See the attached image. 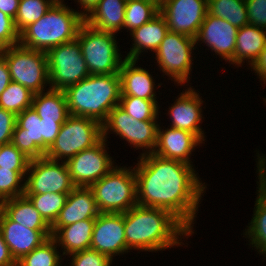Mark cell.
<instances>
[{"instance_id":"7c38bea8","label":"cell","mask_w":266,"mask_h":266,"mask_svg":"<svg viewBox=\"0 0 266 266\" xmlns=\"http://www.w3.org/2000/svg\"><path fill=\"white\" fill-rule=\"evenodd\" d=\"M74 188L66 162L60 163L46 156L30 160L24 194H69Z\"/></svg>"},{"instance_id":"836d02e7","label":"cell","mask_w":266,"mask_h":266,"mask_svg":"<svg viewBox=\"0 0 266 266\" xmlns=\"http://www.w3.org/2000/svg\"><path fill=\"white\" fill-rule=\"evenodd\" d=\"M34 93L17 82L11 81L0 95V107L15 115L32 107Z\"/></svg>"},{"instance_id":"5bb4252c","label":"cell","mask_w":266,"mask_h":266,"mask_svg":"<svg viewBox=\"0 0 266 266\" xmlns=\"http://www.w3.org/2000/svg\"><path fill=\"white\" fill-rule=\"evenodd\" d=\"M160 13L165 17L170 32L195 39L208 13L207 0H163Z\"/></svg>"},{"instance_id":"9c48e42d","label":"cell","mask_w":266,"mask_h":266,"mask_svg":"<svg viewBox=\"0 0 266 266\" xmlns=\"http://www.w3.org/2000/svg\"><path fill=\"white\" fill-rule=\"evenodd\" d=\"M47 59L51 89L65 90L90 75L77 38L50 49Z\"/></svg>"},{"instance_id":"ee69618b","label":"cell","mask_w":266,"mask_h":266,"mask_svg":"<svg viewBox=\"0 0 266 266\" xmlns=\"http://www.w3.org/2000/svg\"><path fill=\"white\" fill-rule=\"evenodd\" d=\"M251 69L257 74L261 81L263 80L264 84L266 83V45L261 51V54L258 56L255 63L251 66Z\"/></svg>"},{"instance_id":"5b68a950","label":"cell","mask_w":266,"mask_h":266,"mask_svg":"<svg viewBox=\"0 0 266 266\" xmlns=\"http://www.w3.org/2000/svg\"><path fill=\"white\" fill-rule=\"evenodd\" d=\"M131 168L116 165L89 187L100 213H125L137 205L136 175Z\"/></svg>"},{"instance_id":"d6a6232c","label":"cell","mask_w":266,"mask_h":266,"mask_svg":"<svg viewBox=\"0 0 266 266\" xmlns=\"http://www.w3.org/2000/svg\"><path fill=\"white\" fill-rule=\"evenodd\" d=\"M34 207L39 211L44 221L51 227L56 221L60 211L65 206L68 194L45 193L25 194Z\"/></svg>"},{"instance_id":"f35d334b","label":"cell","mask_w":266,"mask_h":266,"mask_svg":"<svg viewBox=\"0 0 266 266\" xmlns=\"http://www.w3.org/2000/svg\"><path fill=\"white\" fill-rule=\"evenodd\" d=\"M70 266H111L112 260L98 251L87 249L70 254Z\"/></svg>"},{"instance_id":"52a82bcc","label":"cell","mask_w":266,"mask_h":266,"mask_svg":"<svg viewBox=\"0 0 266 266\" xmlns=\"http://www.w3.org/2000/svg\"><path fill=\"white\" fill-rule=\"evenodd\" d=\"M102 139L101 123L92 118L69 115L45 156L66 162L77 153L94 147Z\"/></svg>"},{"instance_id":"bcb514c9","label":"cell","mask_w":266,"mask_h":266,"mask_svg":"<svg viewBox=\"0 0 266 266\" xmlns=\"http://www.w3.org/2000/svg\"><path fill=\"white\" fill-rule=\"evenodd\" d=\"M10 72L6 60L0 55V95L10 84Z\"/></svg>"},{"instance_id":"7dc6e473","label":"cell","mask_w":266,"mask_h":266,"mask_svg":"<svg viewBox=\"0 0 266 266\" xmlns=\"http://www.w3.org/2000/svg\"><path fill=\"white\" fill-rule=\"evenodd\" d=\"M20 0H0V11L15 19L18 13Z\"/></svg>"},{"instance_id":"4fadbf2b","label":"cell","mask_w":266,"mask_h":266,"mask_svg":"<svg viewBox=\"0 0 266 266\" xmlns=\"http://www.w3.org/2000/svg\"><path fill=\"white\" fill-rule=\"evenodd\" d=\"M106 142L102 139L94 147L83 150L66 161L75 187H90L116 167L106 150Z\"/></svg>"},{"instance_id":"ab89813d","label":"cell","mask_w":266,"mask_h":266,"mask_svg":"<svg viewBox=\"0 0 266 266\" xmlns=\"http://www.w3.org/2000/svg\"><path fill=\"white\" fill-rule=\"evenodd\" d=\"M19 43V32L14 19L0 11V52Z\"/></svg>"},{"instance_id":"8992f818","label":"cell","mask_w":266,"mask_h":266,"mask_svg":"<svg viewBox=\"0 0 266 266\" xmlns=\"http://www.w3.org/2000/svg\"><path fill=\"white\" fill-rule=\"evenodd\" d=\"M115 33L99 31L84 22L77 40L90 74H119L123 62Z\"/></svg>"},{"instance_id":"681fc988","label":"cell","mask_w":266,"mask_h":266,"mask_svg":"<svg viewBox=\"0 0 266 266\" xmlns=\"http://www.w3.org/2000/svg\"><path fill=\"white\" fill-rule=\"evenodd\" d=\"M54 3H59V4H62L63 3V1L62 0H52Z\"/></svg>"},{"instance_id":"9a60e30c","label":"cell","mask_w":266,"mask_h":266,"mask_svg":"<svg viewBox=\"0 0 266 266\" xmlns=\"http://www.w3.org/2000/svg\"><path fill=\"white\" fill-rule=\"evenodd\" d=\"M90 249L108 256L111 260L114 256L130 252L126 246L124 213H100L97 216Z\"/></svg>"},{"instance_id":"cb8c5ba5","label":"cell","mask_w":266,"mask_h":266,"mask_svg":"<svg viewBox=\"0 0 266 266\" xmlns=\"http://www.w3.org/2000/svg\"><path fill=\"white\" fill-rule=\"evenodd\" d=\"M168 32L166 19L159 13L149 22L130 32L134 43L125 58L139 60V56L145 50L155 53Z\"/></svg>"},{"instance_id":"e575fe53","label":"cell","mask_w":266,"mask_h":266,"mask_svg":"<svg viewBox=\"0 0 266 266\" xmlns=\"http://www.w3.org/2000/svg\"><path fill=\"white\" fill-rule=\"evenodd\" d=\"M119 106L139 121H157L159 105L157 100H146L135 96H120Z\"/></svg>"},{"instance_id":"f546056e","label":"cell","mask_w":266,"mask_h":266,"mask_svg":"<svg viewBox=\"0 0 266 266\" xmlns=\"http://www.w3.org/2000/svg\"><path fill=\"white\" fill-rule=\"evenodd\" d=\"M208 14L241 28L249 24L245 0H207Z\"/></svg>"},{"instance_id":"c3c4849f","label":"cell","mask_w":266,"mask_h":266,"mask_svg":"<svg viewBox=\"0 0 266 266\" xmlns=\"http://www.w3.org/2000/svg\"><path fill=\"white\" fill-rule=\"evenodd\" d=\"M101 0H77L83 11L80 14L85 18L98 5Z\"/></svg>"},{"instance_id":"2e32d148","label":"cell","mask_w":266,"mask_h":266,"mask_svg":"<svg viewBox=\"0 0 266 266\" xmlns=\"http://www.w3.org/2000/svg\"><path fill=\"white\" fill-rule=\"evenodd\" d=\"M237 31L228 21L207 13L195 38L196 46L202 41L212 52L234 65Z\"/></svg>"},{"instance_id":"1f68e13d","label":"cell","mask_w":266,"mask_h":266,"mask_svg":"<svg viewBox=\"0 0 266 266\" xmlns=\"http://www.w3.org/2000/svg\"><path fill=\"white\" fill-rule=\"evenodd\" d=\"M57 246L56 240L49 237L40 246L16 261V266H61L62 256Z\"/></svg>"},{"instance_id":"44dd1931","label":"cell","mask_w":266,"mask_h":266,"mask_svg":"<svg viewBox=\"0 0 266 266\" xmlns=\"http://www.w3.org/2000/svg\"><path fill=\"white\" fill-rule=\"evenodd\" d=\"M100 214L89 187H75L69 194L65 206L60 211L56 221L51 226L52 236L64 226L85 219H96Z\"/></svg>"},{"instance_id":"8fae6325","label":"cell","mask_w":266,"mask_h":266,"mask_svg":"<svg viewBox=\"0 0 266 266\" xmlns=\"http://www.w3.org/2000/svg\"><path fill=\"white\" fill-rule=\"evenodd\" d=\"M157 121H139L127 114L119 105L115 106L102 123V137L107 140V134L113 132L126 140L135 149L144 148L140 155L153 153L157 143Z\"/></svg>"},{"instance_id":"f1b7e54d","label":"cell","mask_w":266,"mask_h":266,"mask_svg":"<svg viewBox=\"0 0 266 266\" xmlns=\"http://www.w3.org/2000/svg\"><path fill=\"white\" fill-rule=\"evenodd\" d=\"M32 107L41 120L65 122L69 116L67 100L63 90L48 87L46 92L34 94Z\"/></svg>"},{"instance_id":"6da1fadb","label":"cell","mask_w":266,"mask_h":266,"mask_svg":"<svg viewBox=\"0 0 266 266\" xmlns=\"http://www.w3.org/2000/svg\"><path fill=\"white\" fill-rule=\"evenodd\" d=\"M139 157L134 168L137 204L170 211L194 233L193 222L207 188L205 182L202 183L194 167L187 163L154 153Z\"/></svg>"},{"instance_id":"f6af8a7d","label":"cell","mask_w":266,"mask_h":266,"mask_svg":"<svg viewBox=\"0 0 266 266\" xmlns=\"http://www.w3.org/2000/svg\"><path fill=\"white\" fill-rule=\"evenodd\" d=\"M0 266H16V261L12 257L7 244L4 242L0 232Z\"/></svg>"},{"instance_id":"8d00e7d4","label":"cell","mask_w":266,"mask_h":266,"mask_svg":"<svg viewBox=\"0 0 266 266\" xmlns=\"http://www.w3.org/2000/svg\"><path fill=\"white\" fill-rule=\"evenodd\" d=\"M26 173L27 171L0 168V202L25 193Z\"/></svg>"},{"instance_id":"60d3db41","label":"cell","mask_w":266,"mask_h":266,"mask_svg":"<svg viewBox=\"0 0 266 266\" xmlns=\"http://www.w3.org/2000/svg\"><path fill=\"white\" fill-rule=\"evenodd\" d=\"M249 24L266 30V0H245Z\"/></svg>"},{"instance_id":"d6986e66","label":"cell","mask_w":266,"mask_h":266,"mask_svg":"<svg viewBox=\"0 0 266 266\" xmlns=\"http://www.w3.org/2000/svg\"><path fill=\"white\" fill-rule=\"evenodd\" d=\"M11 143L30 159L45 156L42 150V122L33 107L16 115Z\"/></svg>"},{"instance_id":"ba28073f","label":"cell","mask_w":266,"mask_h":266,"mask_svg":"<svg viewBox=\"0 0 266 266\" xmlns=\"http://www.w3.org/2000/svg\"><path fill=\"white\" fill-rule=\"evenodd\" d=\"M0 55L6 60L11 81L19 83L34 94L45 91L44 87L49 84L46 52L18 43L1 51Z\"/></svg>"},{"instance_id":"484cf974","label":"cell","mask_w":266,"mask_h":266,"mask_svg":"<svg viewBox=\"0 0 266 266\" xmlns=\"http://www.w3.org/2000/svg\"><path fill=\"white\" fill-rule=\"evenodd\" d=\"M0 210L11 220L33 230H51L30 199L25 195L0 202Z\"/></svg>"},{"instance_id":"ac0fdd59","label":"cell","mask_w":266,"mask_h":266,"mask_svg":"<svg viewBox=\"0 0 266 266\" xmlns=\"http://www.w3.org/2000/svg\"><path fill=\"white\" fill-rule=\"evenodd\" d=\"M0 232L15 261L40 246L49 237L51 230H33L11 221L0 210Z\"/></svg>"},{"instance_id":"d4e9b609","label":"cell","mask_w":266,"mask_h":266,"mask_svg":"<svg viewBox=\"0 0 266 266\" xmlns=\"http://www.w3.org/2000/svg\"><path fill=\"white\" fill-rule=\"evenodd\" d=\"M127 0H101L84 19L99 31L117 33L123 29Z\"/></svg>"},{"instance_id":"3957f363","label":"cell","mask_w":266,"mask_h":266,"mask_svg":"<svg viewBox=\"0 0 266 266\" xmlns=\"http://www.w3.org/2000/svg\"><path fill=\"white\" fill-rule=\"evenodd\" d=\"M63 91L69 115L92 118L102 124L120 103V77L119 74H90Z\"/></svg>"},{"instance_id":"30bf717a","label":"cell","mask_w":266,"mask_h":266,"mask_svg":"<svg viewBox=\"0 0 266 266\" xmlns=\"http://www.w3.org/2000/svg\"><path fill=\"white\" fill-rule=\"evenodd\" d=\"M194 38L176 33L168 32L160 46L155 51L156 61L160 71L168 75L171 81L177 82L179 86L188 83L192 71V50H195ZM195 48V49H194Z\"/></svg>"},{"instance_id":"83f0119b","label":"cell","mask_w":266,"mask_h":266,"mask_svg":"<svg viewBox=\"0 0 266 266\" xmlns=\"http://www.w3.org/2000/svg\"><path fill=\"white\" fill-rule=\"evenodd\" d=\"M95 219H85L61 227L52 237L61 247L62 256L90 249Z\"/></svg>"},{"instance_id":"4316f807","label":"cell","mask_w":266,"mask_h":266,"mask_svg":"<svg viewBox=\"0 0 266 266\" xmlns=\"http://www.w3.org/2000/svg\"><path fill=\"white\" fill-rule=\"evenodd\" d=\"M266 45V30L251 24L238 28L234 64L241 66L244 60L250 67L255 63Z\"/></svg>"},{"instance_id":"4dcf8cb0","label":"cell","mask_w":266,"mask_h":266,"mask_svg":"<svg viewBox=\"0 0 266 266\" xmlns=\"http://www.w3.org/2000/svg\"><path fill=\"white\" fill-rule=\"evenodd\" d=\"M160 13L157 0H127L123 29L132 32Z\"/></svg>"},{"instance_id":"d590c367","label":"cell","mask_w":266,"mask_h":266,"mask_svg":"<svg viewBox=\"0 0 266 266\" xmlns=\"http://www.w3.org/2000/svg\"><path fill=\"white\" fill-rule=\"evenodd\" d=\"M53 4L52 0H20L18 13L14 19L17 31L20 33L29 24L38 21Z\"/></svg>"},{"instance_id":"e0dca14e","label":"cell","mask_w":266,"mask_h":266,"mask_svg":"<svg viewBox=\"0 0 266 266\" xmlns=\"http://www.w3.org/2000/svg\"><path fill=\"white\" fill-rule=\"evenodd\" d=\"M202 97L192 86L183 91L174 105L169 107L168 115L171 119V128L187 130L195 134L202 142L205 141V134L200 127L203 114Z\"/></svg>"},{"instance_id":"7a4b0ae2","label":"cell","mask_w":266,"mask_h":266,"mask_svg":"<svg viewBox=\"0 0 266 266\" xmlns=\"http://www.w3.org/2000/svg\"><path fill=\"white\" fill-rule=\"evenodd\" d=\"M124 230L128 250L148 252L178 247L193 234L170 211L138 204L124 213Z\"/></svg>"},{"instance_id":"277c9868","label":"cell","mask_w":266,"mask_h":266,"mask_svg":"<svg viewBox=\"0 0 266 266\" xmlns=\"http://www.w3.org/2000/svg\"><path fill=\"white\" fill-rule=\"evenodd\" d=\"M84 22L79 11L70 9L64 3H54L43 17L19 33V44L47 53L56 46L76 39Z\"/></svg>"},{"instance_id":"b9f144b4","label":"cell","mask_w":266,"mask_h":266,"mask_svg":"<svg viewBox=\"0 0 266 266\" xmlns=\"http://www.w3.org/2000/svg\"><path fill=\"white\" fill-rule=\"evenodd\" d=\"M16 125V115L0 107V146L11 143Z\"/></svg>"},{"instance_id":"7402d4cb","label":"cell","mask_w":266,"mask_h":266,"mask_svg":"<svg viewBox=\"0 0 266 266\" xmlns=\"http://www.w3.org/2000/svg\"><path fill=\"white\" fill-rule=\"evenodd\" d=\"M258 192L251 222L244 235L252 247L266 257V156L257 152Z\"/></svg>"},{"instance_id":"7bdbcfd3","label":"cell","mask_w":266,"mask_h":266,"mask_svg":"<svg viewBox=\"0 0 266 266\" xmlns=\"http://www.w3.org/2000/svg\"><path fill=\"white\" fill-rule=\"evenodd\" d=\"M42 122V150L46 153L59 133L60 127L64 122H54L41 120Z\"/></svg>"},{"instance_id":"74e56055","label":"cell","mask_w":266,"mask_h":266,"mask_svg":"<svg viewBox=\"0 0 266 266\" xmlns=\"http://www.w3.org/2000/svg\"><path fill=\"white\" fill-rule=\"evenodd\" d=\"M30 160L12 143L0 146V168L12 171H28Z\"/></svg>"},{"instance_id":"603a6c76","label":"cell","mask_w":266,"mask_h":266,"mask_svg":"<svg viewBox=\"0 0 266 266\" xmlns=\"http://www.w3.org/2000/svg\"><path fill=\"white\" fill-rule=\"evenodd\" d=\"M136 59H123L120 66L121 96H135L146 100H156L155 80L149 70L136 66Z\"/></svg>"},{"instance_id":"ffe728a7","label":"cell","mask_w":266,"mask_h":266,"mask_svg":"<svg viewBox=\"0 0 266 266\" xmlns=\"http://www.w3.org/2000/svg\"><path fill=\"white\" fill-rule=\"evenodd\" d=\"M161 128L158 125L157 143L153 153L165 159L178 160L193 166L189 157L195 147L205 142L187 130L170 127L164 131Z\"/></svg>"}]
</instances>
